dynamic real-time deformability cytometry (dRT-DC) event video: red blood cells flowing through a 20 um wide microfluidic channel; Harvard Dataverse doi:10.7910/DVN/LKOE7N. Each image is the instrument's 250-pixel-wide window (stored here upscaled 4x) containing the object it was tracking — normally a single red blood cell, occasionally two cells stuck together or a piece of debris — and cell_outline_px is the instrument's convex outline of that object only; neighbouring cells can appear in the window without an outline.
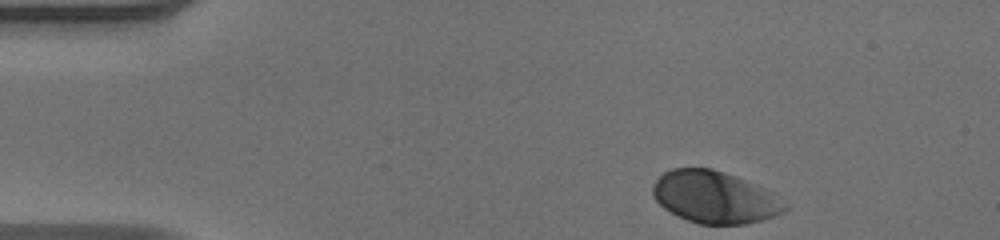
{"species": "human", "species_latin": "Homo sapiens", "temperature_condition": "warm", "stored_images_in_passage": 34, "camera_frame_rate_fps": 3000, "um_per_image_px": 0.085, "donor": {"sex": "male"}, "frame": {"image": 1, "passage_image": 1, "time_ms": 0.0, "image_size_px": [1000, 240], "cell_outline_px": [[788, 208], [784, 212], [760, 220], [744, 224], [700, 224], [688, 220], [664, 208], [652, 196], [652, 188], [656, 180], [664, 172], [672, 168], [712, 168], [736, 176], [764, 188], [772, 192], [788, 204]], "centroid_in_image_um": [60.76, 16.75], "position_along_channel_um": 24.2, "area_um2": 39.88}}
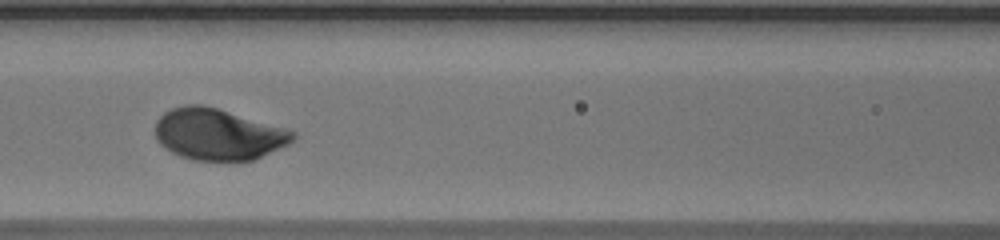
{"frame": {"image": 2, "passage_image": 16, "time_ms": 5.0, "image_size_px": [1000, 240], "cell_outline_px": [[296, 136], [288, 144], [252, 160], [192, 160], [180, 156], [172, 152], [160, 144], [156, 140], [156, 120], [164, 112], [172, 108], [184, 104], [204, 104], [284, 128], [296, 132]], "centroid_in_image_um": [18.49, 11.4], "position_along_channel_um": 148.1, "area_um2": 40.92}}
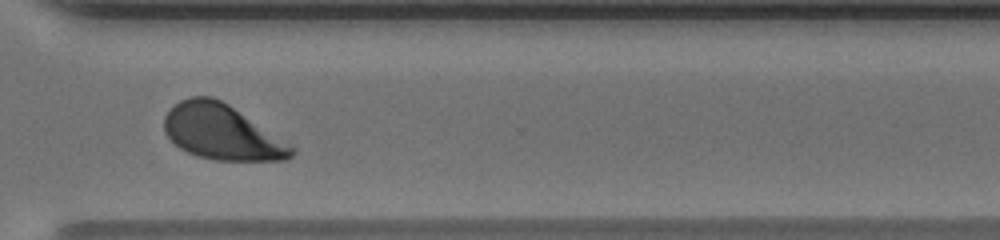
{"frame": {"image": 3, "passage_image": 31, "time_ms": 10.0, "image_size_px": [1000, 240], "cell_outline_px": [[296, 152], [288, 160], [216, 160], [196, 156], [180, 148], [164, 132], [164, 116], [180, 100], [192, 96], [212, 96], [228, 104], [292, 144], [296, 148]], "centroid_in_image_um": [18.89, 11.24], "position_along_channel_um": 351.7, "area_um2": 40.86}, "authors_computed_cell_mechanics": {"area_um2": 40.6045, "velocity_mm_per_s": 4.0781, "shape_relaxation_time_tau1_ms": 2.013, "shape_relaxation_time_tau2_ms": null, "deformation_change_tau1": 0.1582, "deformation_change_tau2": null}}